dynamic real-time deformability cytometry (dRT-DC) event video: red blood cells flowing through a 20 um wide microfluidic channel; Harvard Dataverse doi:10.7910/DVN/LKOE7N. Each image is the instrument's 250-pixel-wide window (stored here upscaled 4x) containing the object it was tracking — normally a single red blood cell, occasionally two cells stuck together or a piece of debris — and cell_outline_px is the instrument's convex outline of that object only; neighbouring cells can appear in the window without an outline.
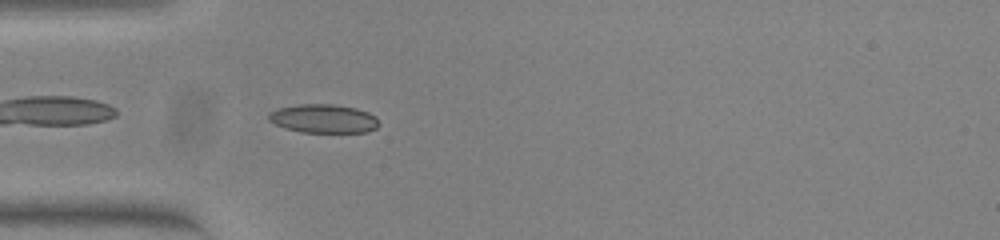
{"species": "common noctule bat (a hibernating species)", "species_latin": "Nyctalus noctula", "temperature_condition": "warm", "stored_images_in_passage": 39, "camera_frame_rate_fps": 3000, "um_per_image_px": 0.085, "animal": {"sex": "female", "body_mass_g": 23.0, "forearm_length_mm": 53.4}, "frame": {"image": 1, "passage_image": 2, "time_ms": 0.333, "image_size_px": [1000, 240], "cell_outline_px": [[380, 124], [376, 128], [364, 132], [300, 132], [284, 128], [268, 120], [268, 112], [276, 108], [300, 104], [332, 104], [356, 108], [368, 112], [376, 116]], "centroid_in_image_um": [27.48, 10.08], "position_along_channel_um": 57.5, "area_um2": 18.55}}
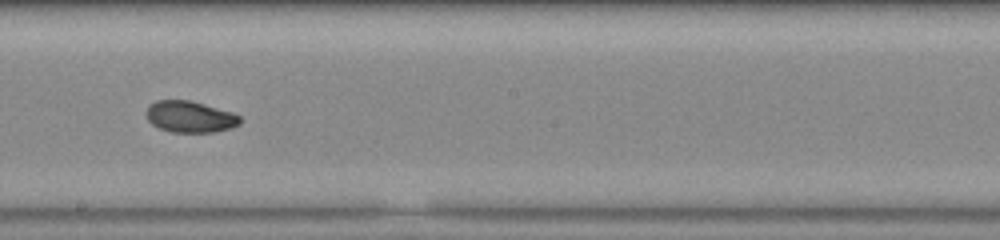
{"frame": {"image": 2, "passage_image": 16, "time_ms": 5.0, "image_size_px": [1000, 240], "cell_outline_px": [[240, 124], [232, 128], [212, 132], [172, 132], [160, 128], [152, 124], [148, 120], [148, 104], [156, 100], [188, 100], [204, 104], [232, 112], [240, 116]], "centroid_in_image_um": [16.16, 9.92], "position_along_channel_um": 232.0, "area_um2": 17.05}}
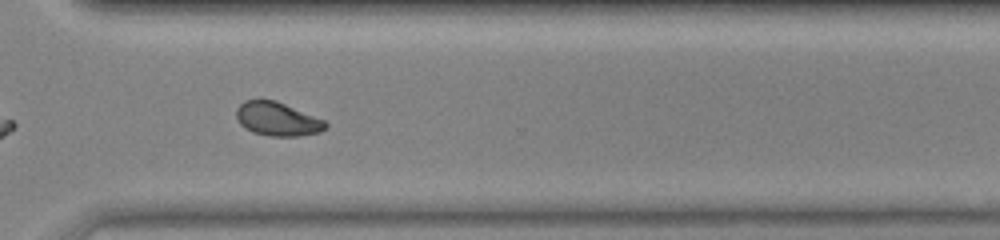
{"frame": {"image": 3, "passage_image": 25, "time_ms": 8.0, "image_size_px": [1000, 240], "cell_outline_px": [[328, 128], [320, 132], [300, 136], [268, 136], [252, 132], [240, 124], [236, 116], [236, 108], [244, 100], [276, 100], [324, 120], [328, 124]], "centroid_in_image_um": [23.58, 10.12], "position_along_channel_um": 347.0, "area_um2": 17.57}, "authors_computed_cell_mechanics": {"area_um2": 17.7446, "velocity_mm_per_s": 3.8287, "shape_relaxation_time_tau1_ms": 5.4028, "shape_relaxation_time_tau2_ms": 2.9398, "deformation_change_tau1": 0.1301, "deformation_change_tau2": 0.0588}}